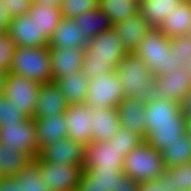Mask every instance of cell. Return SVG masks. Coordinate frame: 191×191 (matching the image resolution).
Instances as JSON below:
<instances>
[{
	"mask_svg": "<svg viewBox=\"0 0 191 191\" xmlns=\"http://www.w3.org/2000/svg\"><path fill=\"white\" fill-rule=\"evenodd\" d=\"M191 28V0H182L159 28L167 38L186 35Z\"/></svg>",
	"mask_w": 191,
	"mask_h": 191,
	"instance_id": "cell-24",
	"label": "cell"
},
{
	"mask_svg": "<svg viewBox=\"0 0 191 191\" xmlns=\"http://www.w3.org/2000/svg\"><path fill=\"white\" fill-rule=\"evenodd\" d=\"M161 155L166 168L191 162V136L186 132L174 144L164 147Z\"/></svg>",
	"mask_w": 191,
	"mask_h": 191,
	"instance_id": "cell-30",
	"label": "cell"
},
{
	"mask_svg": "<svg viewBox=\"0 0 191 191\" xmlns=\"http://www.w3.org/2000/svg\"><path fill=\"white\" fill-rule=\"evenodd\" d=\"M36 122V140L39 150L47 144L67 138V124L64 113L52 114L50 117L33 118Z\"/></svg>",
	"mask_w": 191,
	"mask_h": 191,
	"instance_id": "cell-22",
	"label": "cell"
},
{
	"mask_svg": "<svg viewBox=\"0 0 191 191\" xmlns=\"http://www.w3.org/2000/svg\"><path fill=\"white\" fill-rule=\"evenodd\" d=\"M63 93L68 104H83L88 93L89 79L81 71L59 78L55 82Z\"/></svg>",
	"mask_w": 191,
	"mask_h": 191,
	"instance_id": "cell-26",
	"label": "cell"
},
{
	"mask_svg": "<svg viewBox=\"0 0 191 191\" xmlns=\"http://www.w3.org/2000/svg\"><path fill=\"white\" fill-rule=\"evenodd\" d=\"M169 191H191V162L166 168Z\"/></svg>",
	"mask_w": 191,
	"mask_h": 191,
	"instance_id": "cell-33",
	"label": "cell"
},
{
	"mask_svg": "<svg viewBox=\"0 0 191 191\" xmlns=\"http://www.w3.org/2000/svg\"><path fill=\"white\" fill-rule=\"evenodd\" d=\"M144 140L158 151L177 142L186 133V117L182 115L177 121L146 123Z\"/></svg>",
	"mask_w": 191,
	"mask_h": 191,
	"instance_id": "cell-11",
	"label": "cell"
},
{
	"mask_svg": "<svg viewBox=\"0 0 191 191\" xmlns=\"http://www.w3.org/2000/svg\"><path fill=\"white\" fill-rule=\"evenodd\" d=\"M127 53L113 29L100 33L89 39L84 50L81 72L91 79L115 71Z\"/></svg>",
	"mask_w": 191,
	"mask_h": 191,
	"instance_id": "cell-1",
	"label": "cell"
},
{
	"mask_svg": "<svg viewBox=\"0 0 191 191\" xmlns=\"http://www.w3.org/2000/svg\"><path fill=\"white\" fill-rule=\"evenodd\" d=\"M171 39L159 28H151L133 52L141 57L152 75H164L179 70L181 59L171 52Z\"/></svg>",
	"mask_w": 191,
	"mask_h": 191,
	"instance_id": "cell-3",
	"label": "cell"
},
{
	"mask_svg": "<svg viewBox=\"0 0 191 191\" xmlns=\"http://www.w3.org/2000/svg\"><path fill=\"white\" fill-rule=\"evenodd\" d=\"M123 152H120L114 143L90 142L85 145L83 169L91 167L124 168Z\"/></svg>",
	"mask_w": 191,
	"mask_h": 191,
	"instance_id": "cell-13",
	"label": "cell"
},
{
	"mask_svg": "<svg viewBox=\"0 0 191 191\" xmlns=\"http://www.w3.org/2000/svg\"><path fill=\"white\" fill-rule=\"evenodd\" d=\"M33 2L60 7L62 0H33Z\"/></svg>",
	"mask_w": 191,
	"mask_h": 191,
	"instance_id": "cell-47",
	"label": "cell"
},
{
	"mask_svg": "<svg viewBox=\"0 0 191 191\" xmlns=\"http://www.w3.org/2000/svg\"><path fill=\"white\" fill-rule=\"evenodd\" d=\"M10 22L11 18L8 14V8L3 3V0H0V34L8 33Z\"/></svg>",
	"mask_w": 191,
	"mask_h": 191,
	"instance_id": "cell-44",
	"label": "cell"
},
{
	"mask_svg": "<svg viewBox=\"0 0 191 191\" xmlns=\"http://www.w3.org/2000/svg\"><path fill=\"white\" fill-rule=\"evenodd\" d=\"M39 164L41 179L50 191L76 190L83 165H64L45 162L38 157L34 159Z\"/></svg>",
	"mask_w": 191,
	"mask_h": 191,
	"instance_id": "cell-9",
	"label": "cell"
},
{
	"mask_svg": "<svg viewBox=\"0 0 191 191\" xmlns=\"http://www.w3.org/2000/svg\"><path fill=\"white\" fill-rule=\"evenodd\" d=\"M35 133V120L27 118L19 124L0 126V142L9 148L28 154L34 160L38 157L40 151Z\"/></svg>",
	"mask_w": 191,
	"mask_h": 191,
	"instance_id": "cell-8",
	"label": "cell"
},
{
	"mask_svg": "<svg viewBox=\"0 0 191 191\" xmlns=\"http://www.w3.org/2000/svg\"><path fill=\"white\" fill-rule=\"evenodd\" d=\"M16 49V44L12 40L11 36L6 34H0V71L8 73Z\"/></svg>",
	"mask_w": 191,
	"mask_h": 191,
	"instance_id": "cell-38",
	"label": "cell"
},
{
	"mask_svg": "<svg viewBox=\"0 0 191 191\" xmlns=\"http://www.w3.org/2000/svg\"><path fill=\"white\" fill-rule=\"evenodd\" d=\"M104 191H115L123 170L120 168L91 167L85 169Z\"/></svg>",
	"mask_w": 191,
	"mask_h": 191,
	"instance_id": "cell-34",
	"label": "cell"
},
{
	"mask_svg": "<svg viewBox=\"0 0 191 191\" xmlns=\"http://www.w3.org/2000/svg\"><path fill=\"white\" fill-rule=\"evenodd\" d=\"M184 72H187V74H188L189 77L191 78V60H190V62L187 64V66L184 67Z\"/></svg>",
	"mask_w": 191,
	"mask_h": 191,
	"instance_id": "cell-50",
	"label": "cell"
},
{
	"mask_svg": "<svg viewBox=\"0 0 191 191\" xmlns=\"http://www.w3.org/2000/svg\"><path fill=\"white\" fill-rule=\"evenodd\" d=\"M41 84L23 76L8 72L5 77L3 94L14 106L33 118L37 95Z\"/></svg>",
	"mask_w": 191,
	"mask_h": 191,
	"instance_id": "cell-7",
	"label": "cell"
},
{
	"mask_svg": "<svg viewBox=\"0 0 191 191\" xmlns=\"http://www.w3.org/2000/svg\"><path fill=\"white\" fill-rule=\"evenodd\" d=\"M159 83L160 95L181 103L183 98L191 91V78L184 72L182 66L179 70L164 75H156Z\"/></svg>",
	"mask_w": 191,
	"mask_h": 191,
	"instance_id": "cell-21",
	"label": "cell"
},
{
	"mask_svg": "<svg viewBox=\"0 0 191 191\" xmlns=\"http://www.w3.org/2000/svg\"><path fill=\"white\" fill-rule=\"evenodd\" d=\"M143 141L144 139L138 133L120 126L118 133L109 142L114 143V146L120 152H123V156L126 157L130 151Z\"/></svg>",
	"mask_w": 191,
	"mask_h": 191,
	"instance_id": "cell-35",
	"label": "cell"
},
{
	"mask_svg": "<svg viewBox=\"0 0 191 191\" xmlns=\"http://www.w3.org/2000/svg\"><path fill=\"white\" fill-rule=\"evenodd\" d=\"M139 1L140 0H99L98 8L110 18L114 25L139 13Z\"/></svg>",
	"mask_w": 191,
	"mask_h": 191,
	"instance_id": "cell-31",
	"label": "cell"
},
{
	"mask_svg": "<svg viewBox=\"0 0 191 191\" xmlns=\"http://www.w3.org/2000/svg\"><path fill=\"white\" fill-rule=\"evenodd\" d=\"M186 132L191 136V116L186 118Z\"/></svg>",
	"mask_w": 191,
	"mask_h": 191,
	"instance_id": "cell-49",
	"label": "cell"
},
{
	"mask_svg": "<svg viewBox=\"0 0 191 191\" xmlns=\"http://www.w3.org/2000/svg\"><path fill=\"white\" fill-rule=\"evenodd\" d=\"M123 87L116 70L89 79L85 104L92 108H112L124 99Z\"/></svg>",
	"mask_w": 191,
	"mask_h": 191,
	"instance_id": "cell-6",
	"label": "cell"
},
{
	"mask_svg": "<svg viewBox=\"0 0 191 191\" xmlns=\"http://www.w3.org/2000/svg\"><path fill=\"white\" fill-rule=\"evenodd\" d=\"M182 0H140L139 13L151 28H160Z\"/></svg>",
	"mask_w": 191,
	"mask_h": 191,
	"instance_id": "cell-25",
	"label": "cell"
},
{
	"mask_svg": "<svg viewBox=\"0 0 191 191\" xmlns=\"http://www.w3.org/2000/svg\"><path fill=\"white\" fill-rule=\"evenodd\" d=\"M67 100L55 82L41 84L33 118L50 117L52 114L65 113Z\"/></svg>",
	"mask_w": 191,
	"mask_h": 191,
	"instance_id": "cell-16",
	"label": "cell"
},
{
	"mask_svg": "<svg viewBox=\"0 0 191 191\" xmlns=\"http://www.w3.org/2000/svg\"><path fill=\"white\" fill-rule=\"evenodd\" d=\"M171 52L181 59V65L186 67L191 60V37L183 35L171 38Z\"/></svg>",
	"mask_w": 191,
	"mask_h": 191,
	"instance_id": "cell-39",
	"label": "cell"
},
{
	"mask_svg": "<svg viewBox=\"0 0 191 191\" xmlns=\"http://www.w3.org/2000/svg\"><path fill=\"white\" fill-rule=\"evenodd\" d=\"M33 159L19 150H14L0 142V178L15 177Z\"/></svg>",
	"mask_w": 191,
	"mask_h": 191,
	"instance_id": "cell-29",
	"label": "cell"
},
{
	"mask_svg": "<svg viewBox=\"0 0 191 191\" xmlns=\"http://www.w3.org/2000/svg\"><path fill=\"white\" fill-rule=\"evenodd\" d=\"M8 34L15 42L16 47H41L49 45V42L38 33V26L29 14L11 19Z\"/></svg>",
	"mask_w": 191,
	"mask_h": 191,
	"instance_id": "cell-15",
	"label": "cell"
},
{
	"mask_svg": "<svg viewBox=\"0 0 191 191\" xmlns=\"http://www.w3.org/2000/svg\"><path fill=\"white\" fill-rule=\"evenodd\" d=\"M77 191H104L94 177L91 176L85 169L82 170L81 176L78 181Z\"/></svg>",
	"mask_w": 191,
	"mask_h": 191,
	"instance_id": "cell-42",
	"label": "cell"
},
{
	"mask_svg": "<svg viewBox=\"0 0 191 191\" xmlns=\"http://www.w3.org/2000/svg\"><path fill=\"white\" fill-rule=\"evenodd\" d=\"M182 115L180 103L163 96L156 98L146 105V123L177 121Z\"/></svg>",
	"mask_w": 191,
	"mask_h": 191,
	"instance_id": "cell-27",
	"label": "cell"
},
{
	"mask_svg": "<svg viewBox=\"0 0 191 191\" xmlns=\"http://www.w3.org/2000/svg\"><path fill=\"white\" fill-rule=\"evenodd\" d=\"M139 182L127 176L124 172L120 175V181L115 191H138Z\"/></svg>",
	"mask_w": 191,
	"mask_h": 191,
	"instance_id": "cell-43",
	"label": "cell"
},
{
	"mask_svg": "<svg viewBox=\"0 0 191 191\" xmlns=\"http://www.w3.org/2000/svg\"><path fill=\"white\" fill-rule=\"evenodd\" d=\"M68 138L84 146L92 142V107L83 104H69L65 113Z\"/></svg>",
	"mask_w": 191,
	"mask_h": 191,
	"instance_id": "cell-12",
	"label": "cell"
},
{
	"mask_svg": "<svg viewBox=\"0 0 191 191\" xmlns=\"http://www.w3.org/2000/svg\"><path fill=\"white\" fill-rule=\"evenodd\" d=\"M50 66L53 74V82L59 78H65L69 75L81 71L84 60V50L80 48H50Z\"/></svg>",
	"mask_w": 191,
	"mask_h": 191,
	"instance_id": "cell-14",
	"label": "cell"
},
{
	"mask_svg": "<svg viewBox=\"0 0 191 191\" xmlns=\"http://www.w3.org/2000/svg\"><path fill=\"white\" fill-rule=\"evenodd\" d=\"M92 142H108L118 133L120 121L117 107L92 108Z\"/></svg>",
	"mask_w": 191,
	"mask_h": 191,
	"instance_id": "cell-17",
	"label": "cell"
},
{
	"mask_svg": "<svg viewBox=\"0 0 191 191\" xmlns=\"http://www.w3.org/2000/svg\"><path fill=\"white\" fill-rule=\"evenodd\" d=\"M9 72L40 84L53 82L49 46L16 47Z\"/></svg>",
	"mask_w": 191,
	"mask_h": 191,
	"instance_id": "cell-4",
	"label": "cell"
},
{
	"mask_svg": "<svg viewBox=\"0 0 191 191\" xmlns=\"http://www.w3.org/2000/svg\"><path fill=\"white\" fill-rule=\"evenodd\" d=\"M150 29L151 27L140 13L113 25V30L128 53H133L136 50Z\"/></svg>",
	"mask_w": 191,
	"mask_h": 191,
	"instance_id": "cell-19",
	"label": "cell"
},
{
	"mask_svg": "<svg viewBox=\"0 0 191 191\" xmlns=\"http://www.w3.org/2000/svg\"><path fill=\"white\" fill-rule=\"evenodd\" d=\"M125 98H139L148 104L160 97L159 83L145 61L134 53H127L116 69Z\"/></svg>",
	"mask_w": 191,
	"mask_h": 191,
	"instance_id": "cell-2",
	"label": "cell"
},
{
	"mask_svg": "<svg viewBox=\"0 0 191 191\" xmlns=\"http://www.w3.org/2000/svg\"><path fill=\"white\" fill-rule=\"evenodd\" d=\"M180 109L186 118L191 116V91L181 101Z\"/></svg>",
	"mask_w": 191,
	"mask_h": 191,
	"instance_id": "cell-46",
	"label": "cell"
},
{
	"mask_svg": "<svg viewBox=\"0 0 191 191\" xmlns=\"http://www.w3.org/2000/svg\"><path fill=\"white\" fill-rule=\"evenodd\" d=\"M38 26V33L48 42L51 40L56 27L63 18L60 7L33 2L28 12Z\"/></svg>",
	"mask_w": 191,
	"mask_h": 191,
	"instance_id": "cell-23",
	"label": "cell"
},
{
	"mask_svg": "<svg viewBox=\"0 0 191 191\" xmlns=\"http://www.w3.org/2000/svg\"><path fill=\"white\" fill-rule=\"evenodd\" d=\"M6 73L0 71V95L3 94Z\"/></svg>",
	"mask_w": 191,
	"mask_h": 191,
	"instance_id": "cell-48",
	"label": "cell"
},
{
	"mask_svg": "<svg viewBox=\"0 0 191 191\" xmlns=\"http://www.w3.org/2000/svg\"><path fill=\"white\" fill-rule=\"evenodd\" d=\"M29 118L22 109L17 108L4 94L0 95V126L4 124H19Z\"/></svg>",
	"mask_w": 191,
	"mask_h": 191,
	"instance_id": "cell-37",
	"label": "cell"
},
{
	"mask_svg": "<svg viewBox=\"0 0 191 191\" xmlns=\"http://www.w3.org/2000/svg\"><path fill=\"white\" fill-rule=\"evenodd\" d=\"M165 169L161 152L145 140L124 158L123 172L137 182L156 180Z\"/></svg>",
	"mask_w": 191,
	"mask_h": 191,
	"instance_id": "cell-5",
	"label": "cell"
},
{
	"mask_svg": "<svg viewBox=\"0 0 191 191\" xmlns=\"http://www.w3.org/2000/svg\"><path fill=\"white\" fill-rule=\"evenodd\" d=\"M99 0H62L60 10L63 17L77 18L82 13L98 9Z\"/></svg>",
	"mask_w": 191,
	"mask_h": 191,
	"instance_id": "cell-36",
	"label": "cell"
},
{
	"mask_svg": "<svg viewBox=\"0 0 191 191\" xmlns=\"http://www.w3.org/2000/svg\"><path fill=\"white\" fill-rule=\"evenodd\" d=\"M138 191H169L168 177L162 173L156 180L141 181Z\"/></svg>",
	"mask_w": 191,
	"mask_h": 191,
	"instance_id": "cell-41",
	"label": "cell"
},
{
	"mask_svg": "<svg viewBox=\"0 0 191 191\" xmlns=\"http://www.w3.org/2000/svg\"><path fill=\"white\" fill-rule=\"evenodd\" d=\"M186 35L189 36V37H191V28L188 30V32H187Z\"/></svg>",
	"mask_w": 191,
	"mask_h": 191,
	"instance_id": "cell-51",
	"label": "cell"
},
{
	"mask_svg": "<svg viewBox=\"0 0 191 191\" xmlns=\"http://www.w3.org/2000/svg\"><path fill=\"white\" fill-rule=\"evenodd\" d=\"M0 191H20V183L15 177L0 178Z\"/></svg>",
	"mask_w": 191,
	"mask_h": 191,
	"instance_id": "cell-45",
	"label": "cell"
},
{
	"mask_svg": "<svg viewBox=\"0 0 191 191\" xmlns=\"http://www.w3.org/2000/svg\"><path fill=\"white\" fill-rule=\"evenodd\" d=\"M89 39L81 33L73 18L63 17L56 27L54 34L49 41L50 48L74 49L80 48L85 50Z\"/></svg>",
	"mask_w": 191,
	"mask_h": 191,
	"instance_id": "cell-20",
	"label": "cell"
},
{
	"mask_svg": "<svg viewBox=\"0 0 191 191\" xmlns=\"http://www.w3.org/2000/svg\"><path fill=\"white\" fill-rule=\"evenodd\" d=\"M15 178L20 183V191H50L41 179L39 164L33 160Z\"/></svg>",
	"mask_w": 191,
	"mask_h": 191,
	"instance_id": "cell-32",
	"label": "cell"
},
{
	"mask_svg": "<svg viewBox=\"0 0 191 191\" xmlns=\"http://www.w3.org/2000/svg\"><path fill=\"white\" fill-rule=\"evenodd\" d=\"M74 21L81 33L88 38H94L96 35L113 29L110 18L101 10L96 9L82 13Z\"/></svg>",
	"mask_w": 191,
	"mask_h": 191,
	"instance_id": "cell-28",
	"label": "cell"
},
{
	"mask_svg": "<svg viewBox=\"0 0 191 191\" xmlns=\"http://www.w3.org/2000/svg\"><path fill=\"white\" fill-rule=\"evenodd\" d=\"M120 125L138 133L143 139L146 136V104L139 98H124L118 105Z\"/></svg>",
	"mask_w": 191,
	"mask_h": 191,
	"instance_id": "cell-18",
	"label": "cell"
},
{
	"mask_svg": "<svg viewBox=\"0 0 191 191\" xmlns=\"http://www.w3.org/2000/svg\"><path fill=\"white\" fill-rule=\"evenodd\" d=\"M84 152L85 146L83 144L67 137L42 147L38 158L56 164L83 165Z\"/></svg>",
	"mask_w": 191,
	"mask_h": 191,
	"instance_id": "cell-10",
	"label": "cell"
},
{
	"mask_svg": "<svg viewBox=\"0 0 191 191\" xmlns=\"http://www.w3.org/2000/svg\"><path fill=\"white\" fill-rule=\"evenodd\" d=\"M3 3L8 8L10 18H16L30 11L33 0H3Z\"/></svg>",
	"mask_w": 191,
	"mask_h": 191,
	"instance_id": "cell-40",
	"label": "cell"
}]
</instances>
